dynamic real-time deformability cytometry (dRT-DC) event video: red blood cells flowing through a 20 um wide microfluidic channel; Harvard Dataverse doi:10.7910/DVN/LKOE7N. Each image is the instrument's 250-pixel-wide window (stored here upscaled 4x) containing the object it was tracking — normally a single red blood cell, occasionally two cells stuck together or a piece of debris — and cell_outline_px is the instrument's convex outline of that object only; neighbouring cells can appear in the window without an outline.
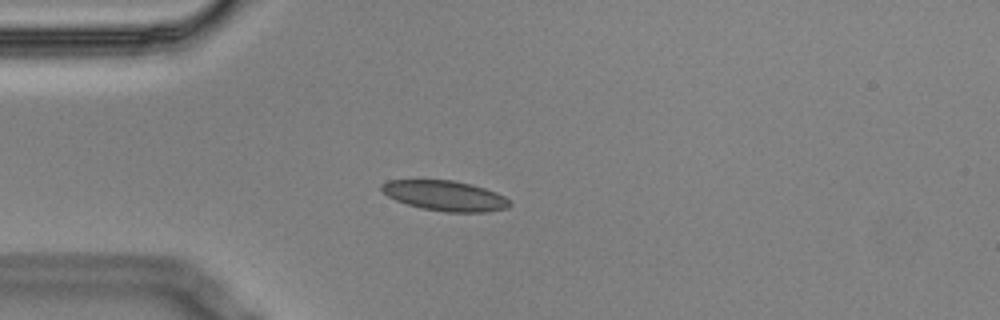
{"species": "Egyptian fruit bat (a non-hibernating species)", "species_latin": "Rousettus aegyptiacus", "temperature_condition": "cold", "stored_images_in_passage": 11, "camera_frame_rate_fps": 3000, "um_per_image_px": 0.085, "animal": {"sex": "male"}, "frame": {"image": 1, "passage_image": 4, "time_ms": 1.0, "image_size_px": [1000, 320], "cell_outline_px": [[512, 204], [508, 208], [488, 212], [444, 212], [420, 208], [396, 200], [388, 196], [380, 188], [380, 184], [388, 180], [452, 180], [472, 184], [496, 192], [504, 196]], "centroid_in_image_um": [37.84, 16.64], "position_along_channel_um": 47.2, "area_um2": 22.6}}
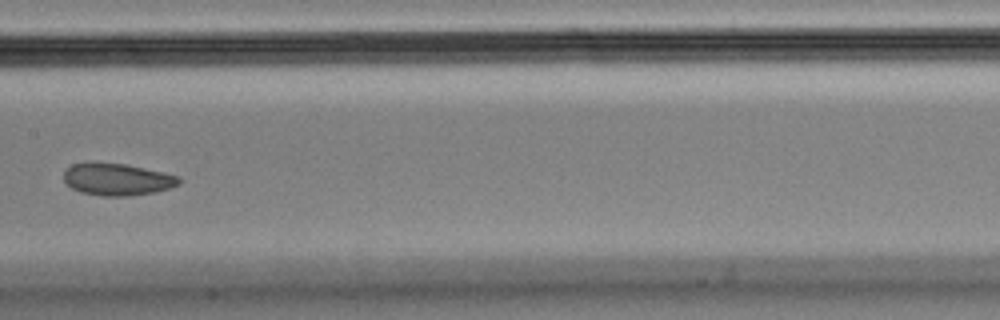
{"frame": {"image": 2, "passage_image": 8, "time_ms": 2.333, "image_size_px": [1000, 320], "cell_outline_px": [[180, 184], [156, 192], [128, 196], [100, 196], [80, 192], [72, 188], [64, 180], [64, 172], [72, 164], [88, 160], [124, 164], [164, 172], [180, 176]], "centroid_in_image_um": [9.94, 15.22], "position_along_channel_um": 197.5, "area_um2": 21.91}}
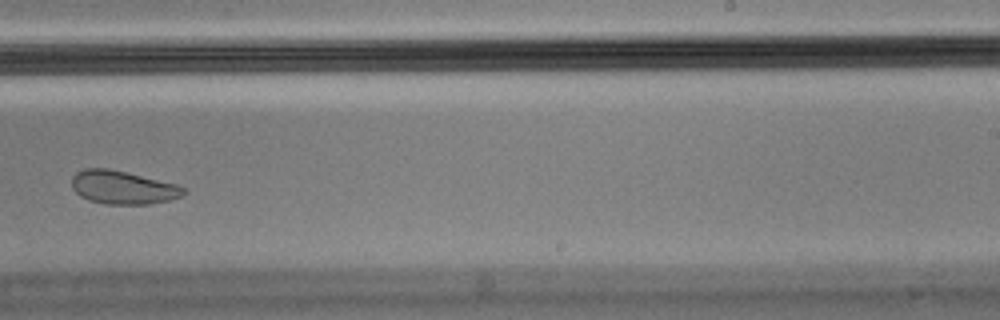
{"frame": {"image": 3, "passage_image": 10, "time_ms": 3.0, "image_size_px": [1000, 320], "cell_outline_px": [[188, 192], [180, 196], [168, 200], [148, 204], [104, 204], [88, 200], [80, 196], [72, 188], [72, 176], [76, 172], [84, 168], [108, 168], [176, 184], [184, 188]], "centroid_in_image_um": [10.4, 15.93], "position_along_channel_um": 278.6, "area_um2": 21.62}}